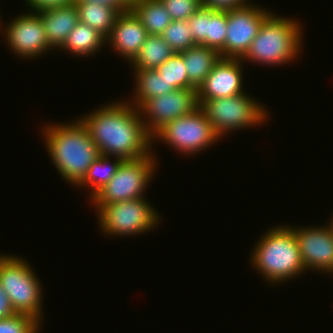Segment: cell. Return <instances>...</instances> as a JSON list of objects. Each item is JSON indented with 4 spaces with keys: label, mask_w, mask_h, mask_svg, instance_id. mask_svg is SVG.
Listing matches in <instances>:
<instances>
[{
    "label": "cell",
    "mask_w": 333,
    "mask_h": 333,
    "mask_svg": "<svg viewBox=\"0 0 333 333\" xmlns=\"http://www.w3.org/2000/svg\"><path fill=\"white\" fill-rule=\"evenodd\" d=\"M135 108L131 102H112L80 118L100 155L135 160L150 154L153 139Z\"/></svg>",
    "instance_id": "cell-1"
},
{
    "label": "cell",
    "mask_w": 333,
    "mask_h": 333,
    "mask_svg": "<svg viewBox=\"0 0 333 333\" xmlns=\"http://www.w3.org/2000/svg\"><path fill=\"white\" fill-rule=\"evenodd\" d=\"M44 130L46 146L58 173L72 185H78L100 156L87 128L77 120L65 125L49 124Z\"/></svg>",
    "instance_id": "cell-2"
},
{
    "label": "cell",
    "mask_w": 333,
    "mask_h": 333,
    "mask_svg": "<svg viewBox=\"0 0 333 333\" xmlns=\"http://www.w3.org/2000/svg\"><path fill=\"white\" fill-rule=\"evenodd\" d=\"M256 245L251 254L252 266L268 282H284L305 273L297 238L289 226L269 229Z\"/></svg>",
    "instance_id": "cell-3"
},
{
    "label": "cell",
    "mask_w": 333,
    "mask_h": 333,
    "mask_svg": "<svg viewBox=\"0 0 333 333\" xmlns=\"http://www.w3.org/2000/svg\"><path fill=\"white\" fill-rule=\"evenodd\" d=\"M302 30L293 19L271 14L261 25L257 36L241 59L267 65L291 62L302 49Z\"/></svg>",
    "instance_id": "cell-4"
},
{
    "label": "cell",
    "mask_w": 333,
    "mask_h": 333,
    "mask_svg": "<svg viewBox=\"0 0 333 333\" xmlns=\"http://www.w3.org/2000/svg\"><path fill=\"white\" fill-rule=\"evenodd\" d=\"M33 271L26 260L0 254V285L13 309L16 313L31 315L41 324L43 290Z\"/></svg>",
    "instance_id": "cell-5"
},
{
    "label": "cell",
    "mask_w": 333,
    "mask_h": 333,
    "mask_svg": "<svg viewBox=\"0 0 333 333\" xmlns=\"http://www.w3.org/2000/svg\"><path fill=\"white\" fill-rule=\"evenodd\" d=\"M198 104L220 138L227 134L228 130L262 124L268 116L261 104L246 93L232 97L198 100Z\"/></svg>",
    "instance_id": "cell-6"
},
{
    "label": "cell",
    "mask_w": 333,
    "mask_h": 333,
    "mask_svg": "<svg viewBox=\"0 0 333 333\" xmlns=\"http://www.w3.org/2000/svg\"><path fill=\"white\" fill-rule=\"evenodd\" d=\"M154 158L150 153L139 159L123 160L113 178L91 198L93 205H109L144 197L143 192L157 167Z\"/></svg>",
    "instance_id": "cell-7"
},
{
    "label": "cell",
    "mask_w": 333,
    "mask_h": 333,
    "mask_svg": "<svg viewBox=\"0 0 333 333\" xmlns=\"http://www.w3.org/2000/svg\"><path fill=\"white\" fill-rule=\"evenodd\" d=\"M145 199L142 197L109 205H95L99 214V227L106 234L116 237L143 234L154 229L160 216Z\"/></svg>",
    "instance_id": "cell-8"
},
{
    "label": "cell",
    "mask_w": 333,
    "mask_h": 333,
    "mask_svg": "<svg viewBox=\"0 0 333 333\" xmlns=\"http://www.w3.org/2000/svg\"><path fill=\"white\" fill-rule=\"evenodd\" d=\"M154 138L169 143L184 155L197 154L220 139L200 107L165 124L152 136Z\"/></svg>",
    "instance_id": "cell-9"
},
{
    "label": "cell",
    "mask_w": 333,
    "mask_h": 333,
    "mask_svg": "<svg viewBox=\"0 0 333 333\" xmlns=\"http://www.w3.org/2000/svg\"><path fill=\"white\" fill-rule=\"evenodd\" d=\"M198 107L197 89L190 88L176 89L149 99L138 110L147 132L153 136L168 122L190 114Z\"/></svg>",
    "instance_id": "cell-10"
},
{
    "label": "cell",
    "mask_w": 333,
    "mask_h": 333,
    "mask_svg": "<svg viewBox=\"0 0 333 333\" xmlns=\"http://www.w3.org/2000/svg\"><path fill=\"white\" fill-rule=\"evenodd\" d=\"M251 3L227 10L224 58L242 59L248 52L263 22L272 14Z\"/></svg>",
    "instance_id": "cell-11"
},
{
    "label": "cell",
    "mask_w": 333,
    "mask_h": 333,
    "mask_svg": "<svg viewBox=\"0 0 333 333\" xmlns=\"http://www.w3.org/2000/svg\"><path fill=\"white\" fill-rule=\"evenodd\" d=\"M306 271L309 269L333 274V228H293Z\"/></svg>",
    "instance_id": "cell-12"
},
{
    "label": "cell",
    "mask_w": 333,
    "mask_h": 333,
    "mask_svg": "<svg viewBox=\"0 0 333 333\" xmlns=\"http://www.w3.org/2000/svg\"><path fill=\"white\" fill-rule=\"evenodd\" d=\"M6 28L5 37L12 52L22 58L37 57L49 48L43 22L37 13L14 18Z\"/></svg>",
    "instance_id": "cell-13"
},
{
    "label": "cell",
    "mask_w": 333,
    "mask_h": 333,
    "mask_svg": "<svg viewBox=\"0 0 333 333\" xmlns=\"http://www.w3.org/2000/svg\"><path fill=\"white\" fill-rule=\"evenodd\" d=\"M241 62L243 61L237 58L220 57L197 89V99L211 100L244 93Z\"/></svg>",
    "instance_id": "cell-14"
},
{
    "label": "cell",
    "mask_w": 333,
    "mask_h": 333,
    "mask_svg": "<svg viewBox=\"0 0 333 333\" xmlns=\"http://www.w3.org/2000/svg\"><path fill=\"white\" fill-rule=\"evenodd\" d=\"M196 45L217 50L224 58V42L227 31V11L201 8L188 19Z\"/></svg>",
    "instance_id": "cell-15"
},
{
    "label": "cell",
    "mask_w": 333,
    "mask_h": 333,
    "mask_svg": "<svg viewBox=\"0 0 333 333\" xmlns=\"http://www.w3.org/2000/svg\"><path fill=\"white\" fill-rule=\"evenodd\" d=\"M148 32L136 14L128 8L118 15L106 41L117 53L132 62L139 54Z\"/></svg>",
    "instance_id": "cell-16"
},
{
    "label": "cell",
    "mask_w": 333,
    "mask_h": 333,
    "mask_svg": "<svg viewBox=\"0 0 333 333\" xmlns=\"http://www.w3.org/2000/svg\"><path fill=\"white\" fill-rule=\"evenodd\" d=\"M37 14L43 22L48 44L54 49L63 46L68 34L79 22L75 4L44 10Z\"/></svg>",
    "instance_id": "cell-17"
},
{
    "label": "cell",
    "mask_w": 333,
    "mask_h": 333,
    "mask_svg": "<svg viewBox=\"0 0 333 333\" xmlns=\"http://www.w3.org/2000/svg\"><path fill=\"white\" fill-rule=\"evenodd\" d=\"M180 53L183 55L189 81L196 89L221 57L217 50L202 45H196Z\"/></svg>",
    "instance_id": "cell-18"
},
{
    "label": "cell",
    "mask_w": 333,
    "mask_h": 333,
    "mask_svg": "<svg viewBox=\"0 0 333 333\" xmlns=\"http://www.w3.org/2000/svg\"><path fill=\"white\" fill-rule=\"evenodd\" d=\"M135 76V100L133 105L139 108L145 101L162 96L165 93L176 90L173 84H169L156 69H134Z\"/></svg>",
    "instance_id": "cell-19"
},
{
    "label": "cell",
    "mask_w": 333,
    "mask_h": 333,
    "mask_svg": "<svg viewBox=\"0 0 333 333\" xmlns=\"http://www.w3.org/2000/svg\"><path fill=\"white\" fill-rule=\"evenodd\" d=\"M130 9L140 19L148 35H161L173 21L160 0H138Z\"/></svg>",
    "instance_id": "cell-20"
},
{
    "label": "cell",
    "mask_w": 333,
    "mask_h": 333,
    "mask_svg": "<svg viewBox=\"0 0 333 333\" xmlns=\"http://www.w3.org/2000/svg\"><path fill=\"white\" fill-rule=\"evenodd\" d=\"M104 42H106V38L103 35L79 21L68 34L61 49H65V52L70 51L73 55L86 57V55L91 56L96 53L105 44Z\"/></svg>",
    "instance_id": "cell-21"
},
{
    "label": "cell",
    "mask_w": 333,
    "mask_h": 333,
    "mask_svg": "<svg viewBox=\"0 0 333 333\" xmlns=\"http://www.w3.org/2000/svg\"><path fill=\"white\" fill-rule=\"evenodd\" d=\"M74 4L77 8L80 22L89 25L105 38L110 35L115 20L119 15L116 10L93 2Z\"/></svg>",
    "instance_id": "cell-22"
},
{
    "label": "cell",
    "mask_w": 333,
    "mask_h": 333,
    "mask_svg": "<svg viewBox=\"0 0 333 333\" xmlns=\"http://www.w3.org/2000/svg\"><path fill=\"white\" fill-rule=\"evenodd\" d=\"M174 53L161 35H148L139 54L131 63L134 69H156Z\"/></svg>",
    "instance_id": "cell-23"
},
{
    "label": "cell",
    "mask_w": 333,
    "mask_h": 333,
    "mask_svg": "<svg viewBox=\"0 0 333 333\" xmlns=\"http://www.w3.org/2000/svg\"><path fill=\"white\" fill-rule=\"evenodd\" d=\"M110 157L106 155H100L91 166L89 167L87 174L78 186H90L92 190L89 193L91 198L101 190L115 175L117 168L123 161L121 158L116 157L114 163H110ZM110 163V164H109ZM108 164V165H107Z\"/></svg>",
    "instance_id": "cell-24"
},
{
    "label": "cell",
    "mask_w": 333,
    "mask_h": 333,
    "mask_svg": "<svg viewBox=\"0 0 333 333\" xmlns=\"http://www.w3.org/2000/svg\"><path fill=\"white\" fill-rule=\"evenodd\" d=\"M156 70L169 84H173L176 89L195 88L189 81L183 55L179 52H175Z\"/></svg>",
    "instance_id": "cell-25"
},
{
    "label": "cell",
    "mask_w": 333,
    "mask_h": 333,
    "mask_svg": "<svg viewBox=\"0 0 333 333\" xmlns=\"http://www.w3.org/2000/svg\"><path fill=\"white\" fill-rule=\"evenodd\" d=\"M161 36L175 52L196 46L188 20L172 21Z\"/></svg>",
    "instance_id": "cell-26"
},
{
    "label": "cell",
    "mask_w": 333,
    "mask_h": 333,
    "mask_svg": "<svg viewBox=\"0 0 333 333\" xmlns=\"http://www.w3.org/2000/svg\"><path fill=\"white\" fill-rule=\"evenodd\" d=\"M39 324L31 315L16 313L0 319V333H39Z\"/></svg>",
    "instance_id": "cell-27"
},
{
    "label": "cell",
    "mask_w": 333,
    "mask_h": 333,
    "mask_svg": "<svg viewBox=\"0 0 333 333\" xmlns=\"http://www.w3.org/2000/svg\"><path fill=\"white\" fill-rule=\"evenodd\" d=\"M173 21L188 20L201 8V0H160Z\"/></svg>",
    "instance_id": "cell-28"
},
{
    "label": "cell",
    "mask_w": 333,
    "mask_h": 333,
    "mask_svg": "<svg viewBox=\"0 0 333 333\" xmlns=\"http://www.w3.org/2000/svg\"><path fill=\"white\" fill-rule=\"evenodd\" d=\"M25 2L28 3L32 13H39L44 10L56 9L74 4V0H25Z\"/></svg>",
    "instance_id": "cell-29"
},
{
    "label": "cell",
    "mask_w": 333,
    "mask_h": 333,
    "mask_svg": "<svg viewBox=\"0 0 333 333\" xmlns=\"http://www.w3.org/2000/svg\"><path fill=\"white\" fill-rule=\"evenodd\" d=\"M245 0H201V5L213 10H232L245 6Z\"/></svg>",
    "instance_id": "cell-30"
},
{
    "label": "cell",
    "mask_w": 333,
    "mask_h": 333,
    "mask_svg": "<svg viewBox=\"0 0 333 333\" xmlns=\"http://www.w3.org/2000/svg\"><path fill=\"white\" fill-rule=\"evenodd\" d=\"M16 312L13 309L10 299L5 291L2 289L0 285V319H5L15 315Z\"/></svg>",
    "instance_id": "cell-31"
},
{
    "label": "cell",
    "mask_w": 333,
    "mask_h": 333,
    "mask_svg": "<svg viewBox=\"0 0 333 333\" xmlns=\"http://www.w3.org/2000/svg\"><path fill=\"white\" fill-rule=\"evenodd\" d=\"M98 3L116 10L119 14L125 12L128 7L121 0H74V3Z\"/></svg>",
    "instance_id": "cell-32"
},
{
    "label": "cell",
    "mask_w": 333,
    "mask_h": 333,
    "mask_svg": "<svg viewBox=\"0 0 333 333\" xmlns=\"http://www.w3.org/2000/svg\"><path fill=\"white\" fill-rule=\"evenodd\" d=\"M128 8H130L138 0H121Z\"/></svg>",
    "instance_id": "cell-33"
},
{
    "label": "cell",
    "mask_w": 333,
    "mask_h": 333,
    "mask_svg": "<svg viewBox=\"0 0 333 333\" xmlns=\"http://www.w3.org/2000/svg\"><path fill=\"white\" fill-rule=\"evenodd\" d=\"M330 224L332 225V228H333V218H332V221L330 222Z\"/></svg>",
    "instance_id": "cell-34"
}]
</instances>
